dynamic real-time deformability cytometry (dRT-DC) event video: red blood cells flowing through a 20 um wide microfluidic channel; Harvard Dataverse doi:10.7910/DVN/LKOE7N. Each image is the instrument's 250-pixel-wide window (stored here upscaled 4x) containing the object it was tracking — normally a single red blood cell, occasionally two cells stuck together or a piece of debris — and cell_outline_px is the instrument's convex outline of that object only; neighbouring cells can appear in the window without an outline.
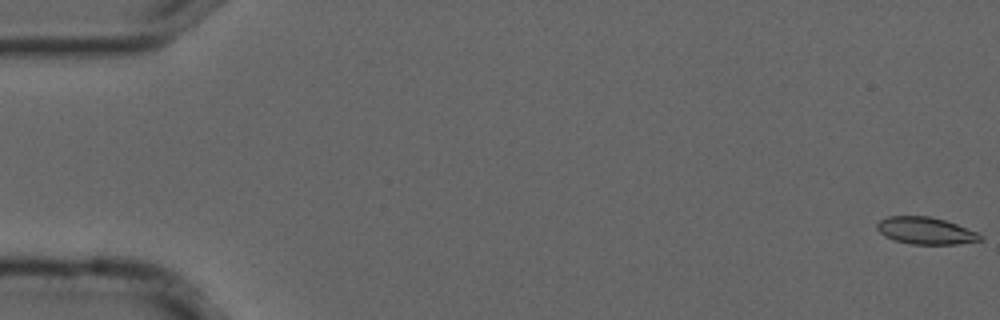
{"species": "common noctule bat (a hibernating species)", "species_latin": "Nyctalus noctula", "temperature_condition": "cold", "stored_images_in_passage": 56, "camera_frame_rate_fps": 3000, "um_per_image_px": 0.085, "animal": {"sex": "male", "forearm_length_mm": 52.5}, "frame": {"image": 1, "passage_image": 1, "time_ms": 0.0, "image_size_px": [1000, 320], "cell_outline_px": [[984, 240], [956, 244], [912, 244], [896, 240], [884, 236], [876, 228], [876, 224], [880, 220], [888, 216], [928, 216], [944, 220], [956, 224], [976, 232], [984, 236]], "centroid_in_image_um": [78.68, 19.61], "position_along_channel_um": 6.3, "area_um2": 16.18}}
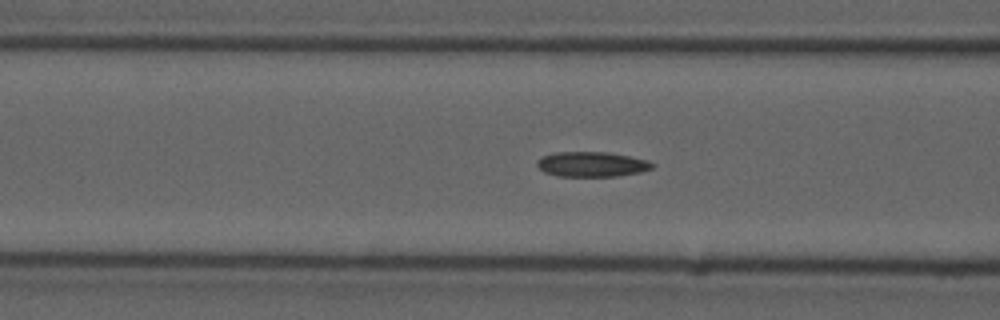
{"frame": {"image": 2, "passage_image": 22, "time_ms": 7.0, "image_size_px": [1000, 320], "cell_outline_px": [[656, 164], [652, 168], [640, 172], [616, 176], [556, 176], [544, 172], [536, 164], [536, 160], [544, 156], [556, 152], [608, 152], [648, 160]], "centroid_in_image_um": [50.3, 13.96], "position_along_channel_um": 116.3, "area_um2": 16.76}}
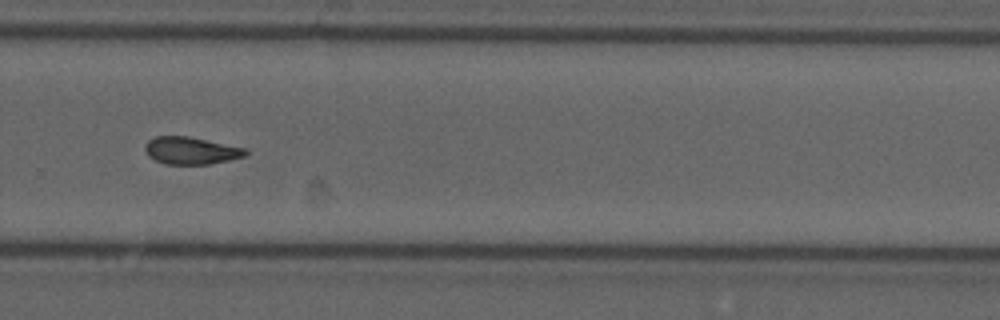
{"frame": {"image": 3, "passage_image": 38, "time_ms": 12.333, "image_size_px": [1000, 320], "cell_outline_px": [[248, 152], [244, 156], [228, 160], [208, 164], [164, 164], [148, 156], [144, 148], [148, 140], [156, 136], [188, 136], [244, 148]], "centroid_in_image_um": [16.19, 12.8], "position_along_channel_um": 313.6, "area_um2": 15.78}, "authors_computed_cell_mechanics": {"area_um2": 16.473, "velocity_mm_per_s": 3.7038, "shape_relaxation_time_tau1_ms": null, "shape_relaxation_time_tau2_ms": 6.6365, "deformation_change_tau1": null, "deformation_change_tau2": 0.1225}}